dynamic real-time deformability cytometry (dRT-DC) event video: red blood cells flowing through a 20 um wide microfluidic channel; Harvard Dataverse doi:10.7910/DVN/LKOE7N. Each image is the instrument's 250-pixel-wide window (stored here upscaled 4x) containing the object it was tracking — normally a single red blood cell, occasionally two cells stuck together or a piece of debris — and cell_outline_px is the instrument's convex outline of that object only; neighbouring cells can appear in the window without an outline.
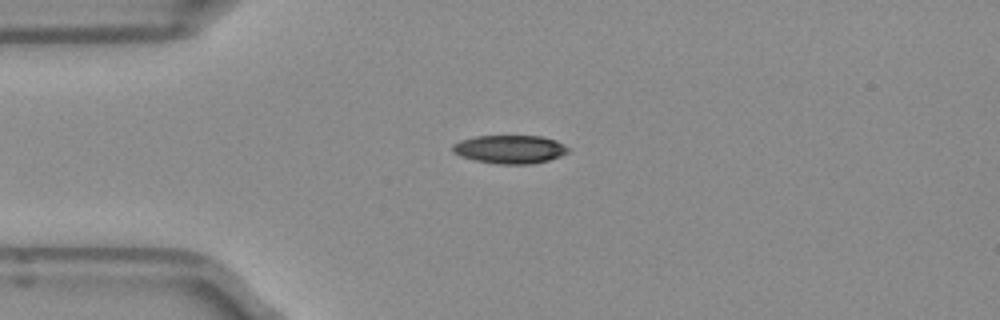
{"species": "Egyptian fruit bat (a non-hibernating species)", "species_latin": "Rousettus aegyptiacus", "temperature_condition": "room temperature", "stored_images_in_passage": 40, "camera_frame_rate_fps": 3000, "um_per_image_px": 0.085, "frame": {"image": 1, "passage_image": 1, "time_ms": 0.0, "image_size_px": [1000, 320], "cell_outline_px": [[568, 152], [560, 156], [548, 160], [532, 164], [496, 164], [476, 160], [460, 156], [452, 152], [452, 144], [460, 140], [476, 136], [540, 136], [556, 140], [564, 144], [568, 148]], "centroid_in_image_um": [43.32, 12.69], "position_along_channel_um": 41.7, "area_um2": 19.13}}
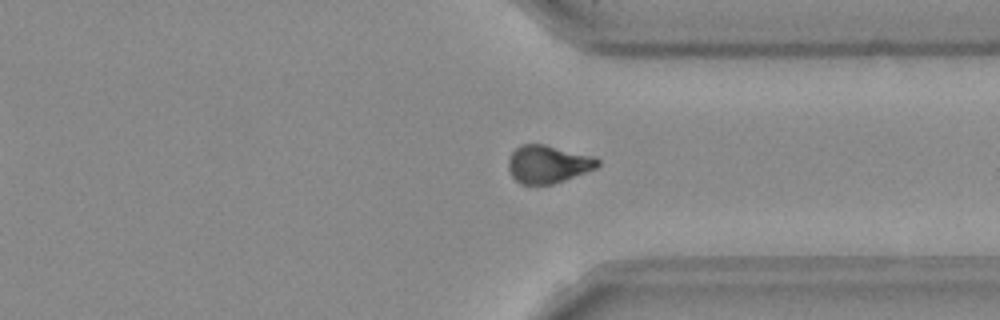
{"frame": {"image": 2, "passage_image": 27, "time_ms": 8.667, "image_size_px": [1000, 320], "cell_outline_px": [[600, 164], [596, 168], [564, 180], [552, 184], [520, 184], [512, 176], [508, 168], [508, 160], [512, 152], [520, 144], [544, 144], [592, 156], [600, 160]], "centroid_in_image_um": [46.56, 13.95], "position_along_channel_um": 364.8, "area_um2": 19.54}}
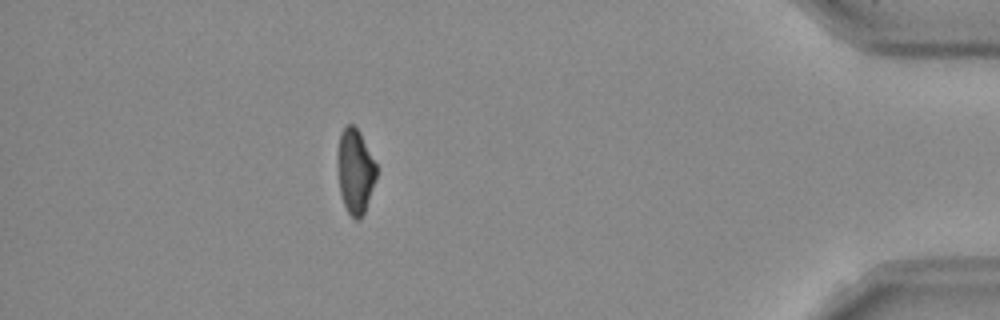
{"frame": {"image": 3, "passage_image": 34, "time_ms": 11.0, "image_size_px": [1000, 320], "cell_outline_px": [[376, 180], [364, 212], [360, 220], [356, 220], [348, 212], [344, 204], [340, 192], [336, 164], [336, 160], [340, 132], [348, 124], [352, 124], [360, 132], [376, 164]], "centroid_in_image_um": [30.17, 14.54], "position_along_channel_um": 405.0, "area_um2": 19.25}, "authors_computed_cell_mechanics": {"area_um2": 19.8254, "velocity_mm_per_s": 3.9593, "shape_relaxation_time_tau1_ms": 4.0481, "shape_relaxation_time_tau2_ms": 10.1276, "deformation_change_tau1": 0.1688, "deformation_change_tau2": 0.1706}}